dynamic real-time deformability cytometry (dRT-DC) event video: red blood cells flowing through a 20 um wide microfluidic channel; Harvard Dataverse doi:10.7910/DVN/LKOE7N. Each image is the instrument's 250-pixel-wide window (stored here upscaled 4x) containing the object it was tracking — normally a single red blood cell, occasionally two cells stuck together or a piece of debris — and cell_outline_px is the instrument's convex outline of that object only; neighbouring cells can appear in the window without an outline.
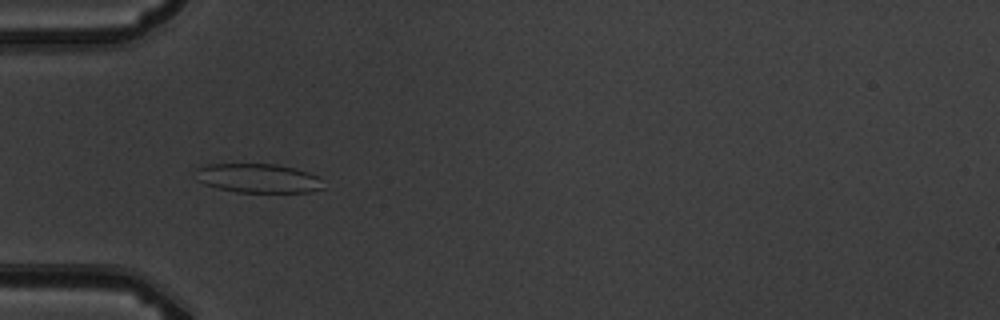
{"species": "common noctule bat (a hibernating species)", "species_latin": "Nyctalus noctula", "temperature_condition": "warm", "stored_images_in_passage": 6, "camera_frame_rate_fps": 3000, "um_per_image_px": 0.085, "animal": {"sex": "male", "body_mass_g": 19.5, "forearm_length_mm": 54.6}, "frame": {"image": 1, "passage_image": 5, "time_ms": 4.667, "image_size_px": [1000, 320], "cell_outline_px": [[324, 188], [308, 192], [236, 192], [216, 188], [204, 184], [196, 180], [196, 168], [208, 164], [276, 164], [296, 168], [308, 172], [316, 176]], "centroid_in_image_um": [21.88, 15.15], "position_along_channel_um": 63.1, "area_um2": 21.68}}
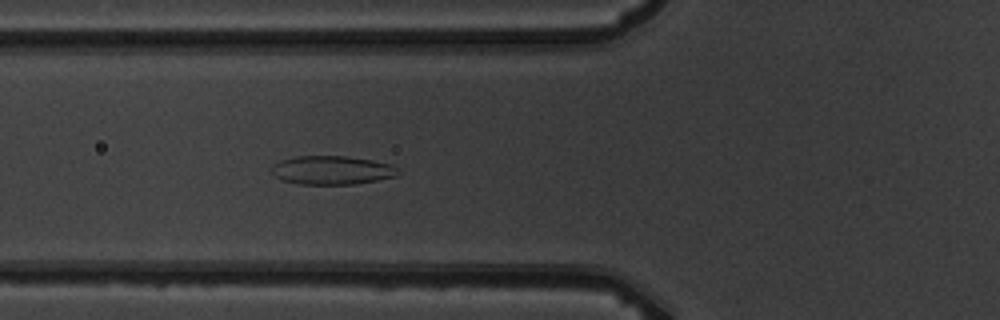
{"frame": {"image": 2, "passage_image": 6, "time_ms": 5.667, "image_size_px": [1000, 320], "cell_outline_px": [[400, 172], [396, 176], [356, 184], [300, 184], [280, 180], [272, 176], [272, 164], [280, 160], [296, 156], [348, 156], [372, 160], [392, 164], [400, 168]], "centroid_in_image_um": [28.21, 14.46], "position_along_channel_um": 97.6, "area_um2": 21.44}}